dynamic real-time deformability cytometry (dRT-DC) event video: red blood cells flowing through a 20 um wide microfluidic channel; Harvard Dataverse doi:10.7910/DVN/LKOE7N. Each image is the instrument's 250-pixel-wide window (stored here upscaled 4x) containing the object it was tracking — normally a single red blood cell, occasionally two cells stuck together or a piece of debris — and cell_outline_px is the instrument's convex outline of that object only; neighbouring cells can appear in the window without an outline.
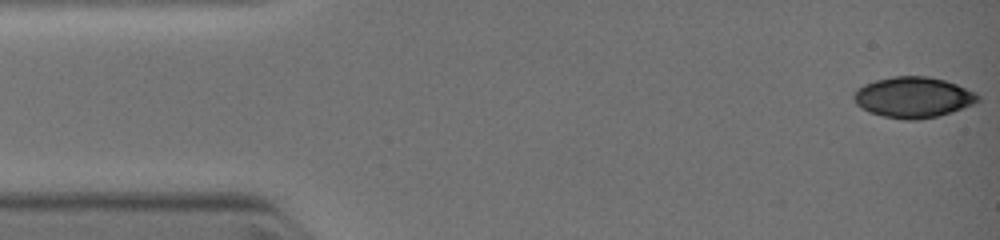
{"species": "common noctule bat (a hibernating species)", "species_latin": "Nyctalus noctula", "temperature_condition": "warm", "stored_images_in_passage": 13, "camera_frame_rate_fps": 3000, "um_per_image_px": 0.085, "animal": {"sex": "female", "body_mass_g": 19.0, "forearm_length_mm": 51.5}, "frame": {"image": 1, "passage_image": 1, "time_ms": 0.0, "image_size_px": [1000, 240], "cell_outline_px": [[980, 100], [972, 104], [952, 112], [936, 116], [916, 120], [908, 120], [884, 116], [872, 112], [856, 104], [852, 96], [856, 88], [864, 84], [876, 80], [892, 76], [928, 76], [944, 80], [956, 84], [976, 92], [980, 96]], "centroid_in_image_um": [77.62, 8.25], "position_along_channel_um": 7.4, "area_um2": 29.3}}
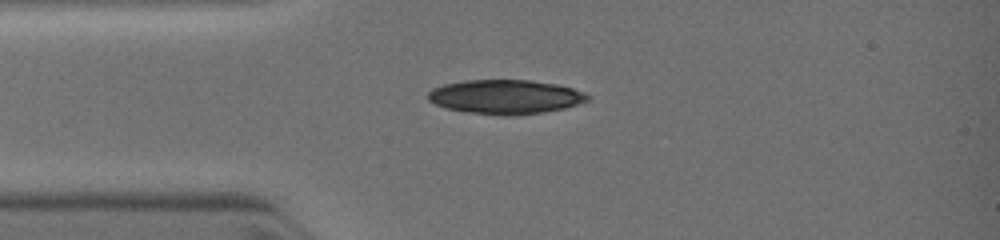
{"frame": {"image": 2, "passage_image": 5, "time_ms": 2.667, "image_size_px": [1000, 240], "cell_outline_px": [[592, 96], [588, 100], [564, 108], [540, 112], [468, 112], [448, 108], [436, 104], [428, 100], [428, 92], [432, 88], [444, 84], [464, 80], [532, 80], [556, 84], [572, 88], [584, 92]], "centroid_in_image_um": [42.96, 8.17], "position_along_channel_um": 42.0, "area_um2": 30.58}}